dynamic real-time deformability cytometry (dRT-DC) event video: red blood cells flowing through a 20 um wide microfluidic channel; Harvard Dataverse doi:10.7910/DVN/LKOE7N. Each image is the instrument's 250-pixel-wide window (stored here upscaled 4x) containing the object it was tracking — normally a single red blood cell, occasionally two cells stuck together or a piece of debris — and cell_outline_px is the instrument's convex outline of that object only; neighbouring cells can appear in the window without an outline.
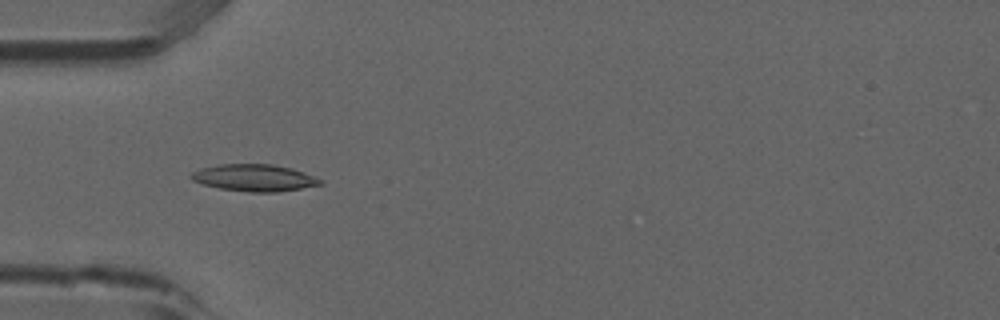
{"species": "common noctule bat (a hibernating species)", "species_latin": "Nyctalus noctula", "temperature_condition": "room temperature", "stored_images_in_passage": 7, "camera_frame_rate_fps": 3000, "um_per_image_px": 0.085, "animal": {"sex": "male", "forearm_length_mm": 52.5}, "frame": {"image": 1, "passage_image": 5, "time_ms": 1.333, "image_size_px": [1000, 320], "cell_outline_px": [[324, 184], [276, 192], [248, 192], [220, 188], [204, 184], [192, 180], [188, 176], [192, 172], [200, 168], [220, 164], [272, 164], [292, 168], [304, 172], [324, 180]], "centroid_in_image_um": [21.63, 15.1], "position_along_channel_um": 63.4, "area_um2": 20.29}}
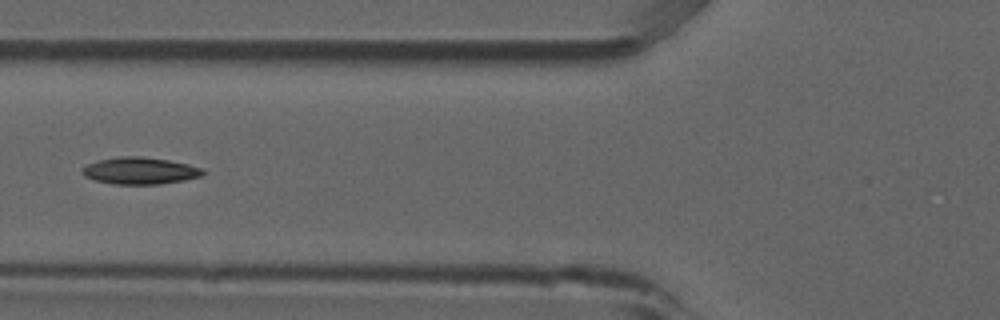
{"frame": {"image": 2, "passage_image": 6, "time_ms": 1.667, "image_size_px": [1000, 320], "cell_outline_px": [[204, 172], [200, 176], [184, 180], [156, 184], [116, 184], [96, 180], [84, 176], [80, 172], [80, 168], [96, 160], [120, 156], [140, 156], [168, 160], [188, 164], [204, 168]], "centroid_in_image_um": [11.86, 14.5], "position_along_channel_um": 113.9, "area_um2": 18.9}}
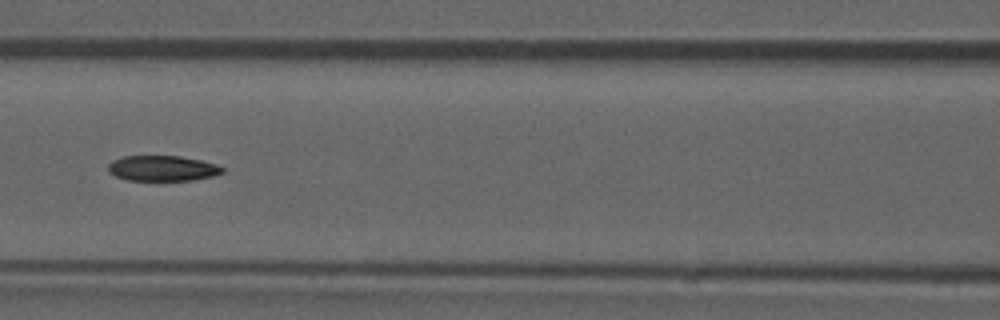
{"frame": {"image": 3, "passage_image": 7, "time_ms": 2.0, "image_size_px": [1000, 320], "cell_outline_px": [[224, 172], [212, 176], [192, 180], [128, 180], [116, 176], [108, 172], [108, 164], [112, 160], [124, 156], [180, 156], [200, 160], [216, 164], [224, 168]], "centroid_in_image_um": [13.8, 14.3], "position_along_channel_um": 152.8, "area_um2": 16.88}}